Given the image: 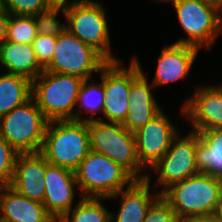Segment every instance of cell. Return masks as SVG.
<instances>
[{"instance_id": "obj_1", "label": "cell", "mask_w": 222, "mask_h": 222, "mask_svg": "<svg viewBox=\"0 0 222 222\" xmlns=\"http://www.w3.org/2000/svg\"><path fill=\"white\" fill-rule=\"evenodd\" d=\"M83 81L75 75L44 70L32 81V98L48 121H86L75 107Z\"/></svg>"}, {"instance_id": "obj_2", "label": "cell", "mask_w": 222, "mask_h": 222, "mask_svg": "<svg viewBox=\"0 0 222 222\" xmlns=\"http://www.w3.org/2000/svg\"><path fill=\"white\" fill-rule=\"evenodd\" d=\"M90 151L87 121H49L40 153L47 162L75 171Z\"/></svg>"}, {"instance_id": "obj_3", "label": "cell", "mask_w": 222, "mask_h": 222, "mask_svg": "<svg viewBox=\"0 0 222 222\" xmlns=\"http://www.w3.org/2000/svg\"><path fill=\"white\" fill-rule=\"evenodd\" d=\"M161 196L181 220L215 213L222 202V179L199 173L173 184Z\"/></svg>"}, {"instance_id": "obj_4", "label": "cell", "mask_w": 222, "mask_h": 222, "mask_svg": "<svg viewBox=\"0 0 222 222\" xmlns=\"http://www.w3.org/2000/svg\"><path fill=\"white\" fill-rule=\"evenodd\" d=\"M88 130L91 151L105 154L136 180L146 179L148 173H142L145 168L140 164L133 132L124 128L122 123L104 122L102 118L88 121Z\"/></svg>"}, {"instance_id": "obj_5", "label": "cell", "mask_w": 222, "mask_h": 222, "mask_svg": "<svg viewBox=\"0 0 222 222\" xmlns=\"http://www.w3.org/2000/svg\"><path fill=\"white\" fill-rule=\"evenodd\" d=\"M74 172L82 197L109 198L136 180L108 156L91 150Z\"/></svg>"}, {"instance_id": "obj_6", "label": "cell", "mask_w": 222, "mask_h": 222, "mask_svg": "<svg viewBox=\"0 0 222 222\" xmlns=\"http://www.w3.org/2000/svg\"><path fill=\"white\" fill-rule=\"evenodd\" d=\"M67 30L79 40L92 46L107 61H118L110 48L109 25L103 6L94 0H82L65 8Z\"/></svg>"}, {"instance_id": "obj_7", "label": "cell", "mask_w": 222, "mask_h": 222, "mask_svg": "<svg viewBox=\"0 0 222 222\" xmlns=\"http://www.w3.org/2000/svg\"><path fill=\"white\" fill-rule=\"evenodd\" d=\"M48 122L31 98L0 118V135L19 153H38Z\"/></svg>"}, {"instance_id": "obj_8", "label": "cell", "mask_w": 222, "mask_h": 222, "mask_svg": "<svg viewBox=\"0 0 222 222\" xmlns=\"http://www.w3.org/2000/svg\"><path fill=\"white\" fill-rule=\"evenodd\" d=\"M177 18L185 37L174 43L211 48L218 34L222 31V11L200 0H176L173 3Z\"/></svg>"}, {"instance_id": "obj_9", "label": "cell", "mask_w": 222, "mask_h": 222, "mask_svg": "<svg viewBox=\"0 0 222 222\" xmlns=\"http://www.w3.org/2000/svg\"><path fill=\"white\" fill-rule=\"evenodd\" d=\"M108 61L92 46L85 44L68 30L57 36L51 62L44 68L52 73L75 75L84 80L99 73Z\"/></svg>"}, {"instance_id": "obj_10", "label": "cell", "mask_w": 222, "mask_h": 222, "mask_svg": "<svg viewBox=\"0 0 222 222\" xmlns=\"http://www.w3.org/2000/svg\"><path fill=\"white\" fill-rule=\"evenodd\" d=\"M120 66V60L108 61L99 72L105 93L103 116L106 122H124L129 110L131 82L142 72L136 56L128 68Z\"/></svg>"}, {"instance_id": "obj_11", "label": "cell", "mask_w": 222, "mask_h": 222, "mask_svg": "<svg viewBox=\"0 0 222 222\" xmlns=\"http://www.w3.org/2000/svg\"><path fill=\"white\" fill-rule=\"evenodd\" d=\"M199 142V134L191 131L185 137L178 134L172 141L169 150L152 167L158 174L157 185L163 190L188 177L199 174L196 167V147Z\"/></svg>"}, {"instance_id": "obj_12", "label": "cell", "mask_w": 222, "mask_h": 222, "mask_svg": "<svg viewBox=\"0 0 222 222\" xmlns=\"http://www.w3.org/2000/svg\"><path fill=\"white\" fill-rule=\"evenodd\" d=\"M163 110L146 125L134 132L140 164L150 169L169 150L173 139L180 133Z\"/></svg>"}, {"instance_id": "obj_13", "label": "cell", "mask_w": 222, "mask_h": 222, "mask_svg": "<svg viewBox=\"0 0 222 222\" xmlns=\"http://www.w3.org/2000/svg\"><path fill=\"white\" fill-rule=\"evenodd\" d=\"M181 109L194 128L191 131L222 130V84L198 88Z\"/></svg>"}, {"instance_id": "obj_14", "label": "cell", "mask_w": 222, "mask_h": 222, "mask_svg": "<svg viewBox=\"0 0 222 222\" xmlns=\"http://www.w3.org/2000/svg\"><path fill=\"white\" fill-rule=\"evenodd\" d=\"M44 182L46 189L43 205L54 220L59 222L73 208L74 187H78L75 172L46 160Z\"/></svg>"}, {"instance_id": "obj_15", "label": "cell", "mask_w": 222, "mask_h": 222, "mask_svg": "<svg viewBox=\"0 0 222 222\" xmlns=\"http://www.w3.org/2000/svg\"><path fill=\"white\" fill-rule=\"evenodd\" d=\"M46 158L40 153H20L10 187L19 194L43 203L45 196Z\"/></svg>"}, {"instance_id": "obj_16", "label": "cell", "mask_w": 222, "mask_h": 222, "mask_svg": "<svg viewBox=\"0 0 222 222\" xmlns=\"http://www.w3.org/2000/svg\"><path fill=\"white\" fill-rule=\"evenodd\" d=\"M152 88L154 86L150 85L143 71L131 82L129 110L122 123V126L130 132L134 133L162 111L161 106L155 100Z\"/></svg>"}, {"instance_id": "obj_17", "label": "cell", "mask_w": 222, "mask_h": 222, "mask_svg": "<svg viewBox=\"0 0 222 222\" xmlns=\"http://www.w3.org/2000/svg\"><path fill=\"white\" fill-rule=\"evenodd\" d=\"M198 51L194 46L177 43L165 46L157 59L152 85L158 87L188 77Z\"/></svg>"}, {"instance_id": "obj_18", "label": "cell", "mask_w": 222, "mask_h": 222, "mask_svg": "<svg viewBox=\"0 0 222 222\" xmlns=\"http://www.w3.org/2000/svg\"><path fill=\"white\" fill-rule=\"evenodd\" d=\"M150 178L147 175L144 180H135L128 188L109 197L121 198L117 217L111 213V222H143L148 208L161 195L150 192Z\"/></svg>"}, {"instance_id": "obj_19", "label": "cell", "mask_w": 222, "mask_h": 222, "mask_svg": "<svg viewBox=\"0 0 222 222\" xmlns=\"http://www.w3.org/2000/svg\"><path fill=\"white\" fill-rule=\"evenodd\" d=\"M0 222H56L43 203L30 200L10 186L0 187Z\"/></svg>"}, {"instance_id": "obj_20", "label": "cell", "mask_w": 222, "mask_h": 222, "mask_svg": "<svg viewBox=\"0 0 222 222\" xmlns=\"http://www.w3.org/2000/svg\"><path fill=\"white\" fill-rule=\"evenodd\" d=\"M0 65L10 74L36 79L44 68L39 64L32 44H21L5 40L0 44Z\"/></svg>"}, {"instance_id": "obj_21", "label": "cell", "mask_w": 222, "mask_h": 222, "mask_svg": "<svg viewBox=\"0 0 222 222\" xmlns=\"http://www.w3.org/2000/svg\"><path fill=\"white\" fill-rule=\"evenodd\" d=\"M196 167L200 173L222 179V130L206 129L197 132Z\"/></svg>"}, {"instance_id": "obj_22", "label": "cell", "mask_w": 222, "mask_h": 222, "mask_svg": "<svg viewBox=\"0 0 222 222\" xmlns=\"http://www.w3.org/2000/svg\"><path fill=\"white\" fill-rule=\"evenodd\" d=\"M32 98V81L27 77L3 73L0 75V118Z\"/></svg>"}, {"instance_id": "obj_23", "label": "cell", "mask_w": 222, "mask_h": 222, "mask_svg": "<svg viewBox=\"0 0 222 222\" xmlns=\"http://www.w3.org/2000/svg\"><path fill=\"white\" fill-rule=\"evenodd\" d=\"M101 199L109 198L81 197L59 222H111V212Z\"/></svg>"}, {"instance_id": "obj_24", "label": "cell", "mask_w": 222, "mask_h": 222, "mask_svg": "<svg viewBox=\"0 0 222 222\" xmlns=\"http://www.w3.org/2000/svg\"><path fill=\"white\" fill-rule=\"evenodd\" d=\"M89 81L92 80L87 79L82 82L77 98V105L78 103L80 105L78 109H84L91 114L90 118L87 116V122L96 120V118H94V114L97 112L103 114V107L105 102L103 82L101 81L100 84H97L94 82L89 83Z\"/></svg>"}, {"instance_id": "obj_25", "label": "cell", "mask_w": 222, "mask_h": 222, "mask_svg": "<svg viewBox=\"0 0 222 222\" xmlns=\"http://www.w3.org/2000/svg\"><path fill=\"white\" fill-rule=\"evenodd\" d=\"M37 34V25L33 15L10 14L7 26V41L32 44Z\"/></svg>"}, {"instance_id": "obj_26", "label": "cell", "mask_w": 222, "mask_h": 222, "mask_svg": "<svg viewBox=\"0 0 222 222\" xmlns=\"http://www.w3.org/2000/svg\"><path fill=\"white\" fill-rule=\"evenodd\" d=\"M61 7H51L49 10L37 13L34 16L37 33L45 36H59L67 30V23L57 19Z\"/></svg>"}, {"instance_id": "obj_27", "label": "cell", "mask_w": 222, "mask_h": 222, "mask_svg": "<svg viewBox=\"0 0 222 222\" xmlns=\"http://www.w3.org/2000/svg\"><path fill=\"white\" fill-rule=\"evenodd\" d=\"M20 153L0 135V187L10 186Z\"/></svg>"}, {"instance_id": "obj_28", "label": "cell", "mask_w": 222, "mask_h": 222, "mask_svg": "<svg viewBox=\"0 0 222 222\" xmlns=\"http://www.w3.org/2000/svg\"><path fill=\"white\" fill-rule=\"evenodd\" d=\"M2 6L14 15H35L52 7L47 0H2Z\"/></svg>"}, {"instance_id": "obj_29", "label": "cell", "mask_w": 222, "mask_h": 222, "mask_svg": "<svg viewBox=\"0 0 222 222\" xmlns=\"http://www.w3.org/2000/svg\"><path fill=\"white\" fill-rule=\"evenodd\" d=\"M143 222H181V219L160 195L148 208Z\"/></svg>"}, {"instance_id": "obj_30", "label": "cell", "mask_w": 222, "mask_h": 222, "mask_svg": "<svg viewBox=\"0 0 222 222\" xmlns=\"http://www.w3.org/2000/svg\"><path fill=\"white\" fill-rule=\"evenodd\" d=\"M56 42L57 36H45L41 34H37V37L32 42L36 58L43 68L51 62Z\"/></svg>"}, {"instance_id": "obj_31", "label": "cell", "mask_w": 222, "mask_h": 222, "mask_svg": "<svg viewBox=\"0 0 222 222\" xmlns=\"http://www.w3.org/2000/svg\"><path fill=\"white\" fill-rule=\"evenodd\" d=\"M10 13L1 5L0 6V44L6 40L7 26Z\"/></svg>"}, {"instance_id": "obj_32", "label": "cell", "mask_w": 222, "mask_h": 222, "mask_svg": "<svg viewBox=\"0 0 222 222\" xmlns=\"http://www.w3.org/2000/svg\"><path fill=\"white\" fill-rule=\"evenodd\" d=\"M181 222H219L216 213L206 215H195L184 218Z\"/></svg>"}, {"instance_id": "obj_33", "label": "cell", "mask_w": 222, "mask_h": 222, "mask_svg": "<svg viewBox=\"0 0 222 222\" xmlns=\"http://www.w3.org/2000/svg\"><path fill=\"white\" fill-rule=\"evenodd\" d=\"M49 2V4L52 7H61V8H65L67 6H70L76 2L82 1V0H71L67 1V0H47Z\"/></svg>"}, {"instance_id": "obj_34", "label": "cell", "mask_w": 222, "mask_h": 222, "mask_svg": "<svg viewBox=\"0 0 222 222\" xmlns=\"http://www.w3.org/2000/svg\"><path fill=\"white\" fill-rule=\"evenodd\" d=\"M200 1L211 4L222 11V0H200Z\"/></svg>"}, {"instance_id": "obj_35", "label": "cell", "mask_w": 222, "mask_h": 222, "mask_svg": "<svg viewBox=\"0 0 222 222\" xmlns=\"http://www.w3.org/2000/svg\"><path fill=\"white\" fill-rule=\"evenodd\" d=\"M216 215L218 217L219 222H222V202L221 204L218 206L217 210H216Z\"/></svg>"}, {"instance_id": "obj_36", "label": "cell", "mask_w": 222, "mask_h": 222, "mask_svg": "<svg viewBox=\"0 0 222 222\" xmlns=\"http://www.w3.org/2000/svg\"><path fill=\"white\" fill-rule=\"evenodd\" d=\"M157 1H161V2H163V3L172 2V4H173L176 0H157Z\"/></svg>"}]
</instances>
